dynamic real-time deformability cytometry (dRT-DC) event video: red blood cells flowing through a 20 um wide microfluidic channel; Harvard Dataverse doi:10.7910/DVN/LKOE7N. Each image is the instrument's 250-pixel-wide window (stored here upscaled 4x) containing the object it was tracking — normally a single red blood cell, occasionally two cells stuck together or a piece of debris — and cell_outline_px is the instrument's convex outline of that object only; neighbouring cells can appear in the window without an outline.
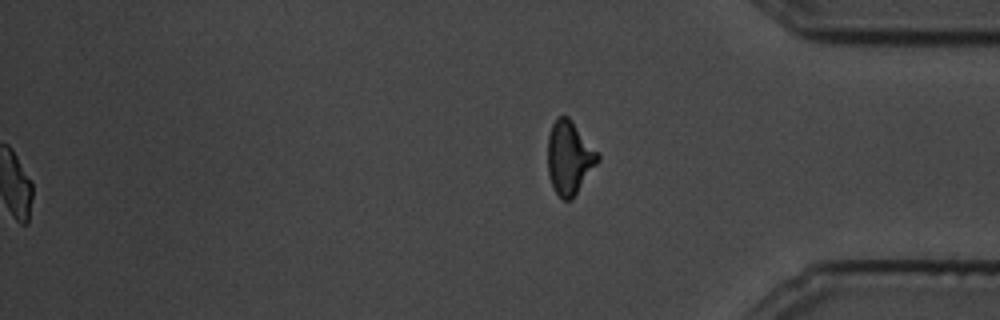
{"species": "common noctule bat (a hibernating species)", "species_latin": "Nyctalus noctula", "temperature_condition": "cold", "stored_images_in_passage": 95, "segment_of_instrument_passage": [2, 2], "camera_frame_rate_fps": 3000, "um_per_image_px": 0.085, "animal": {"sex": "male", "body_mass_g": 19.5, "forearm_length_mm": 54.6}, "frame": {"image": 1, "passage_image": 95, "time_ms": 31.333, "image_size_px": [1000, 320], "cell_outline_px": [[600, 160], [572, 200], [564, 200], [556, 192], [552, 184], [548, 172], [548, 136], [552, 124], [556, 116], [568, 116], [600, 156]], "centroid_in_image_um": [48.39, 13.41], "position_along_channel_um": 386.8, "area_um2": 21.15}}